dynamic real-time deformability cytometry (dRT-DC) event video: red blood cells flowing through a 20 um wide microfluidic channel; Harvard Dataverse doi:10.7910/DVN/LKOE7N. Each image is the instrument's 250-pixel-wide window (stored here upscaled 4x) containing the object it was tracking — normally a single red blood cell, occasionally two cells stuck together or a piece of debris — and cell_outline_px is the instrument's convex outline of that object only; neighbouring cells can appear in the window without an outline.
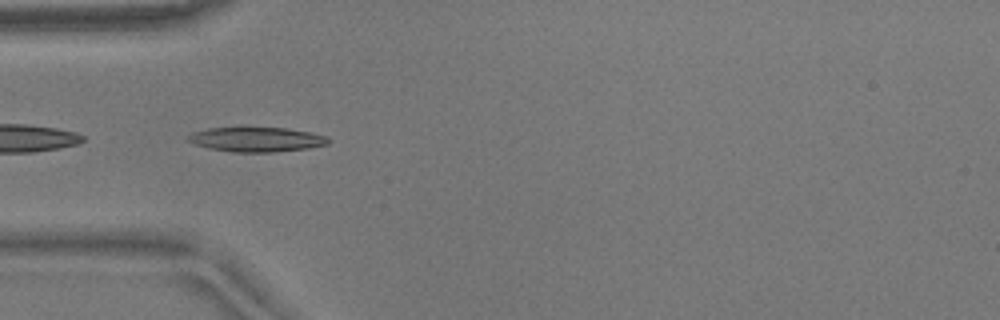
{"species": "common noctule bat (a hibernating species)", "species_latin": "Nyctalus noctula", "temperature_condition": "warm", "stored_images_in_passage": 39, "camera_frame_rate_fps": 3000, "um_per_image_px": 0.085, "animal": {"sex": "male", "body_mass_g": 17.9}, "frame": {"image": 1, "passage_image": 1, "time_ms": 0.0, "image_size_px": [1000, 320], "cell_outline_px": [[332, 140], [328, 144], [308, 148], [272, 152], [232, 152], [208, 148], [196, 144], [188, 140], [188, 136], [192, 132], [208, 128], [288, 128], [312, 132], [328, 136]], "centroid_in_image_um": [21.86, 11.85], "position_along_channel_um": 63.1, "area_um2": 20.11}, "authors_computed_cell_mechanics": {"area_um2": 19.7676, "velocity_mm_per_s": 3.6873, "shape_relaxation_time_tau1_ms": 6.4935, "shape_relaxation_time_tau2_ms": 1.4916, "deformation_change_tau1": 0.2077, "deformation_change_tau2": 0.0986}}